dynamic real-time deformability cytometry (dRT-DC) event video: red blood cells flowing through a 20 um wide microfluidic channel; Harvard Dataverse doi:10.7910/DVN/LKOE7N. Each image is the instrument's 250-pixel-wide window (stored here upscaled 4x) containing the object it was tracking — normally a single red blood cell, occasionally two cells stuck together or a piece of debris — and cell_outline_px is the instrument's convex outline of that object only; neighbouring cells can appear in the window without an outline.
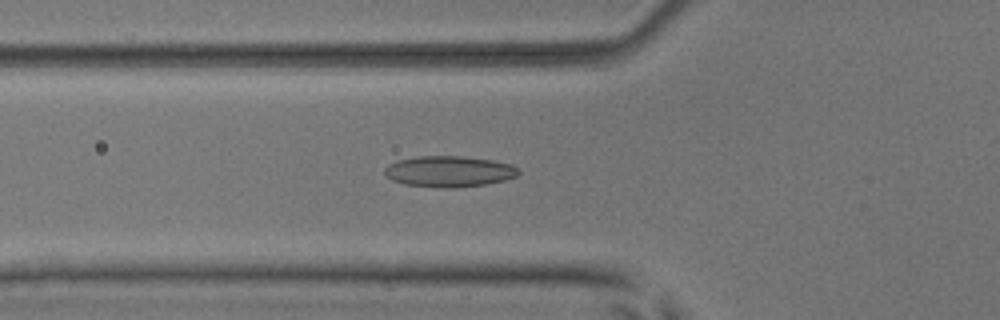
{"species": "common noctule bat (a hibernating species)", "species_latin": "Nyctalus noctula", "temperature_condition": "room temperature", "stored_images_in_passage": 53, "camera_frame_rate_fps": 3000, "um_per_image_px": 0.085, "animal": {"sex": "male", "body_mass_g": 17.9, "forearm_length_mm": 54.2}, "frame": {"image": 1, "passage_image": 20, "time_ms": 6.333, "image_size_px": [1000, 320], "cell_outline_px": [[520, 172], [516, 176], [504, 180], [484, 184], [456, 188], [440, 188], [404, 184], [392, 180], [384, 172], [384, 168], [388, 164], [396, 160], [416, 156], [460, 156], [492, 160], [512, 164]], "centroid_in_image_um": [38.14, 14.57], "position_along_channel_um": 87.7, "area_um2": 24.22}}
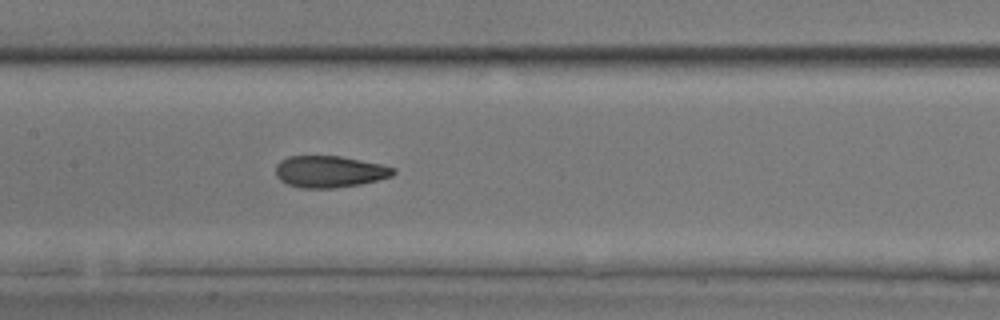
{"frame": {"image": 2, "passage_image": 27, "time_ms": 8.667, "image_size_px": [1000, 320], "cell_outline_px": [[396, 172], [392, 176], [360, 184], [332, 188], [300, 188], [288, 184], [280, 180], [276, 176], [276, 164], [280, 160], [288, 156], [340, 156], [384, 164], [396, 168]], "centroid_in_image_um": [28.02, 14.58], "position_along_channel_um": 179.4, "area_um2": 21.85}}
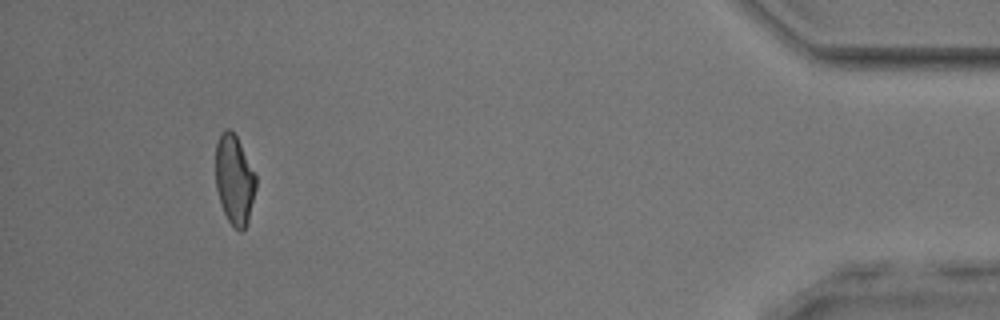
{"frame": {"image": 3, "passage_image": 50, "time_ms": 16.333, "image_size_px": [1000, 320], "cell_outline_px": [[256, 188], [248, 220], [244, 228], [240, 232], [228, 220], [224, 212], [216, 188], [216, 144], [220, 132], [224, 128], [228, 128], [236, 136], [256, 176]], "centroid_in_image_um": [19.91, 15.25], "position_along_channel_um": 415.3, "area_um2": 20.69}, "authors_computed_cell_mechanics": {"area_um2": 22.0796, "velocity_mm_per_s": 3.9187, "shape_relaxation_time_tau1_ms": 7.4026, "shape_relaxation_time_tau2_ms": 1.7794, "deformation_change_tau1": 0.1731, "deformation_change_tau2": 0.0953}}